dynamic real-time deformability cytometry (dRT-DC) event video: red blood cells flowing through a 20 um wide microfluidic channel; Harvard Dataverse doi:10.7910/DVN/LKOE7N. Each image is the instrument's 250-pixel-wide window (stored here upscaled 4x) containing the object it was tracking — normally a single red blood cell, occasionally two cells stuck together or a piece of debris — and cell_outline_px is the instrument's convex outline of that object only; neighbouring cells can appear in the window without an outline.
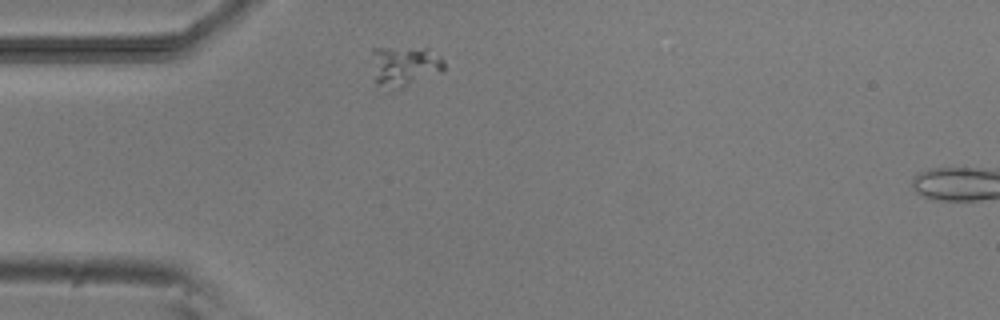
{"species": "common noctule bat (a hibernating species)", "species_latin": "Nyctalus noctula", "temperature_condition": "room temperature", "stored_images_in_passage": 2, "camera_frame_rate_fps": 3000, "um_per_image_px": 0.085, "animal": {"sex": "male", "body_mass_g": 20.5, "forearm_length_mm": 52.5}, "frame": {"image": 1, "passage_image": 1, "time_ms": 0.0, "image_size_px": [1000, 320], "cell_outline_px": [[444, 72], [388, 92], [376, 84], [372, 80], [372, 48], [428, 48], [440, 56], [444, 60]], "centroid_in_image_um": [34.34, 5.65], "position_along_channel_um": 50.7, "area_um2": 17.57}}